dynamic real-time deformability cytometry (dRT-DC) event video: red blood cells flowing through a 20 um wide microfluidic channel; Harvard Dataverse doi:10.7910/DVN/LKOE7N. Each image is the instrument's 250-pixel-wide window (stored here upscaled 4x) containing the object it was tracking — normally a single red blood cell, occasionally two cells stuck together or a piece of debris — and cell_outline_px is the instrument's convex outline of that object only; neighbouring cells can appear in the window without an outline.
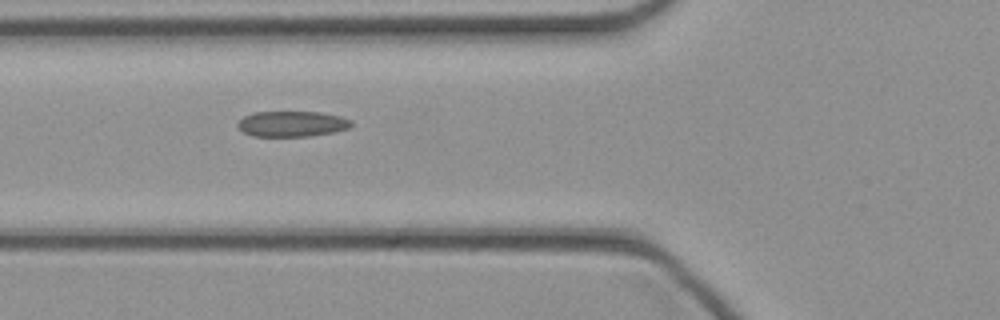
{"species": "common noctule bat (a hibernating species)", "species_latin": "Nyctalus noctula", "temperature_condition": "cold", "stored_images_in_passage": 29, "camera_frame_rate_fps": 3000, "um_per_image_px": 0.085, "animal": {"sex": "female", "body_mass_g": 21.9}, "frame": {"image": 1, "passage_image": 5, "time_ms": 1.333, "image_size_px": [1000, 320], "cell_outline_px": [[352, 124], [348, 128], [332, 132], [308, 136], [252, 136], [244, 132], [236, 124], [244, 116], [252, 112], [320, 112], [340, 116], [352, 120]], "centroid_in_image_um": [24.81, 10.52], "position_along_channel_um": 101.0, "area_um2": 16.82}}
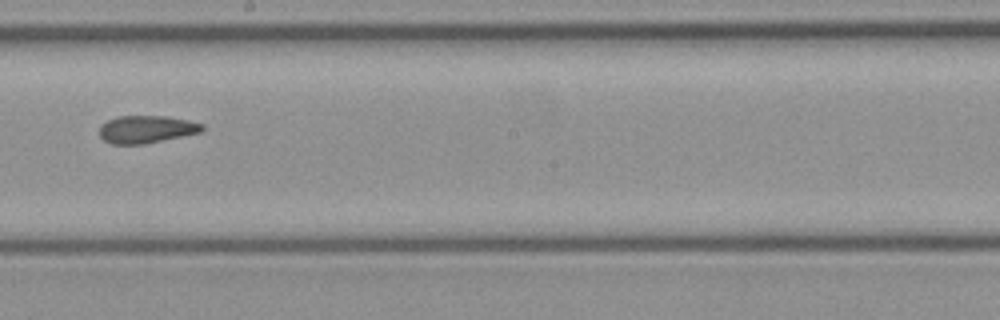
{"frame": {"image": 2, "passage_image": 14, "time_ms": 4.333, "image_size_px": [1000, 320], "cell_outline_px": [[204, 128], [200, 132], [144, 144], [112, 144], [104, 140], [100, 136], [100, 124], [116, 116], [168, 116], [188, 120], [204, 124]], "centroid_in_image_um": [12.43, 10.98], "position_along_channel_um": 235.8, "area_um2": 16.47}}
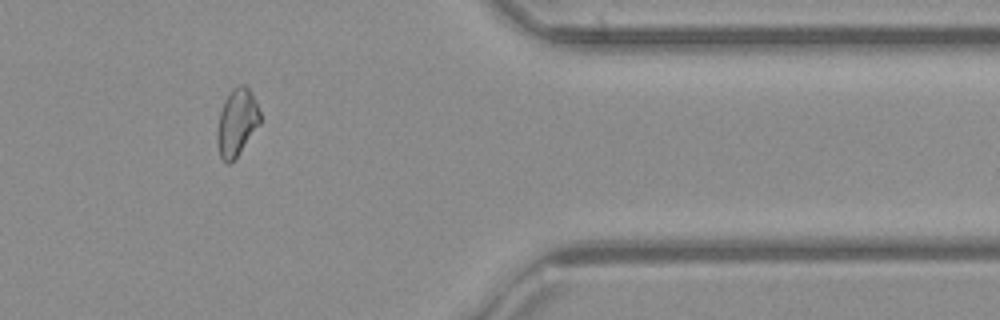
{"frame": {"image": 3, "passage_image": 26, "time_ms": 8.333, "image_size_px": [1000, 320], "cell_outline_px": [[260, 124], [236, 156], [228, 164], [220, 156], [216, 144], [216, 132], [220, 112], [224, 100], [228, 92], [232, 88], [240, 84], [244, 84], [252, 92], [260, 112]], "centroid_in_image_um": [20.11, 10.36], "position_along_channel_um": 391.3, "area_um2": 16.76}}